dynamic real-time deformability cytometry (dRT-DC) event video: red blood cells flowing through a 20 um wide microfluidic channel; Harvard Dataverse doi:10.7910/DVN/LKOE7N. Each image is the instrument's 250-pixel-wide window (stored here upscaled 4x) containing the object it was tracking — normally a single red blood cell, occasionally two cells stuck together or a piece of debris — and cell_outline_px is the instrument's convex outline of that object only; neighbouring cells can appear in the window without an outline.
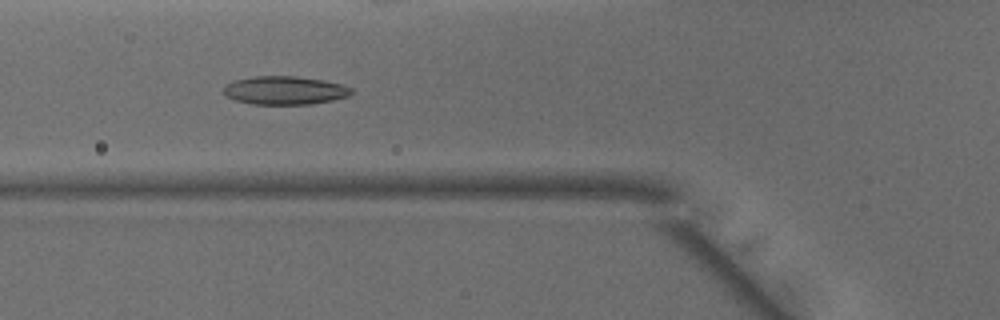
{"species": "common noctule bat (a hibernating species)", "species_latin": "Nyctalus noctula", "temperature_condition": "warm", "stored_images_in_passage": 49, "camera_frame_rate_fps": 3000, "um_per_image_px": 0.085, "animal": {"sex": "male", "body_mass_g": 15.6}, "frame": {"image": 1, "passage_image": 18, "time_ms": 5.667, "image_size_px": [1000, 320], "cell_outline_px": [[352, 92], [348, 96], [332, 100], [308, 104], [252, 104], [236, 100], [224, 96], [224, 88], [228, 84], [236, 80], [256, 76], [296, 76], [324, 80], [340, 84], [352, 88]], "centroid_in_image_um": [24.2, 7.68], "position_along_channel_um": 101.6, "area_um2": 20.92}}
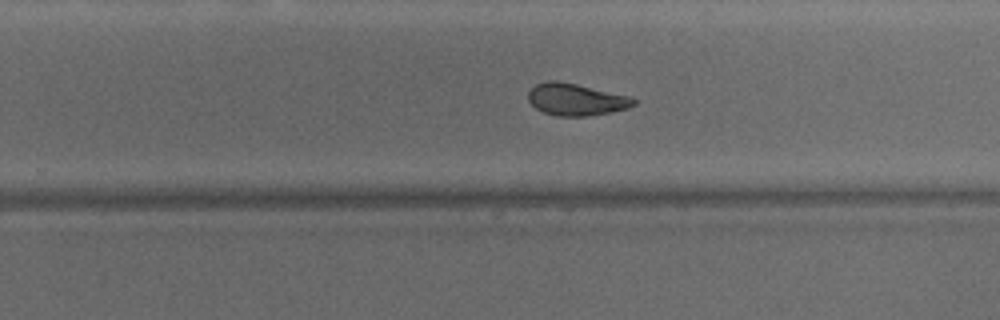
{"frame": {"image": 2, "passage_image": 31, "time_ms": 10.0, "image_size_px": [1000, 320], "cell_outline_px": [[636, 104], [628, 108], [612, 112], [588, 116], [556, 116], [544, 112], [536, 108], [528, 100], [528, 92], [536, 84], [548, 80], [556, 80], [576, 84], [628, 96], [636, 100]], "centroid_in_image_um": [48.95, 8.46], "position_along_channel_um": 280.9, "area_um2": 19.54}}
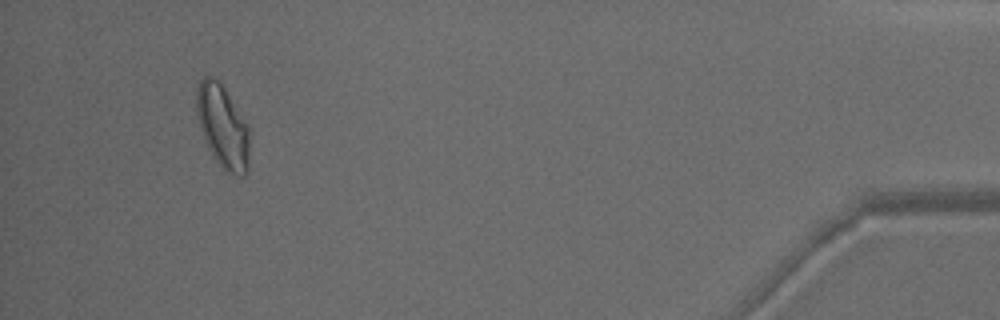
{"frame": {"image": 3, "passage_image": 46, "time_ms": 15.0, "image_size_px": [1000, 320], "cell_outline_px": [[248, 172], [244, 176], [236, 176], [228, 172], [216, 160], [208, 148], [204, 140], [200, 128], [196, 112], [196, 88], [200, 80], [204, 76], [216, 76], [220, 80], [248, 124]], "centroid_in_image_um": [18.91, 10.7], "position_along_channel_um": 416.3, "area_um2": 25.89}, "authors_computed_cell_mechanics": {"area_um2": 21.4438, "velocity_mm_per_s": 4.1326, "shape_relaxation_time_tau1_ms": 8.3974, "shape_relaxation_time_tau2_ms": 2.9005, "deformation_change_tau1": 0.2107, "deformation_change_tau2": 0.0946}}